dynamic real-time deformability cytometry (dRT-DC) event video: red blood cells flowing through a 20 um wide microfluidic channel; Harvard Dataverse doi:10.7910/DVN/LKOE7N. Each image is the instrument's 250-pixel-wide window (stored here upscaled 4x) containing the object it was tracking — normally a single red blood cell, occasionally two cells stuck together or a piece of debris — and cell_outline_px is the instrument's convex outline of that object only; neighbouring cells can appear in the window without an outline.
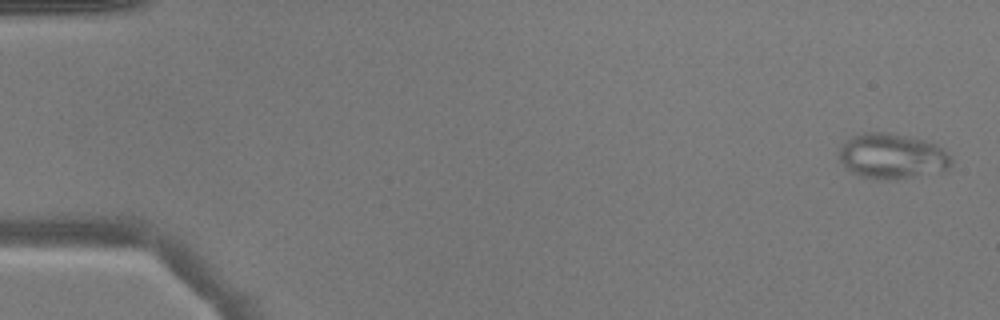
{"species": "common noctule bat (a hibernating species)", "species_latin": "Nyctalus noctula", "temperature_condition": "warm", "stored_images_in_passage": 51, "segment_of_instrument_passage": [1, 2], "camera_frame_rate_fps": 3000, "um_per_image_px": 0.085, "animal": {"sex": "male", "body_mass_g": 17.9}, "frame": {"image": 1, "passage_image": 2, "time_ms": 0.333, "image_size_px": [1000, 320], "cell_outline_px": [[952, 160], [948, 168], [944, 172], [896, 180], [888, 180], [860, 176], [844, 168], [836, 156], [840, 148], [852, 136], [864, 132], [888, 132], [908, 136], [924, 140], [936, 144], [944, 148]], "centroid_in_image_um": [75.83, 13.29], "position_along_channel_um": 9.2, "area_um2": 30.17}}